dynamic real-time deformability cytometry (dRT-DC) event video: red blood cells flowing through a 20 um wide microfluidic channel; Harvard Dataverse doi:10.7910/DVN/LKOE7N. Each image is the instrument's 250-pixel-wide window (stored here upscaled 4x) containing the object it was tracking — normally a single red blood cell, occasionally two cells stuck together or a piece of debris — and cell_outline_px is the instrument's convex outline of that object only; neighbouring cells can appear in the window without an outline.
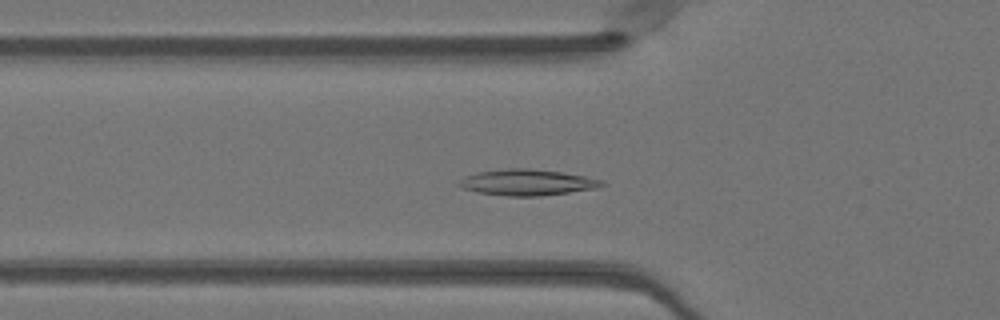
{"species": "Egyptian fruit bat (a non-hibernating species)", "species_latin": "Rousettus aegyptiacus", "temperature_condition": "warm", "stored_images_in_passage": 48, "camera_frame_rate_fps": 3000, "um_per_image_px": 0.085, "animal": {"sex": "female"}, "frame": {"image": 1, "passage_image": 15, "time_ms": 4.667, "image_size_px": [1000, 320], "cell_outline_px": [[604, 184], [596, 188], [540, 196], [508, 196], [476, 192], [460, 188], [456, 184], [464, 176], [476, 172], [508, 168], [528, 168], [560, 172], [584, 176], [604, 180]], "centroid_in_image_um": [44.74, 15.5], "position_along_channel_um": 81.1, "area_um2": 21.68}}
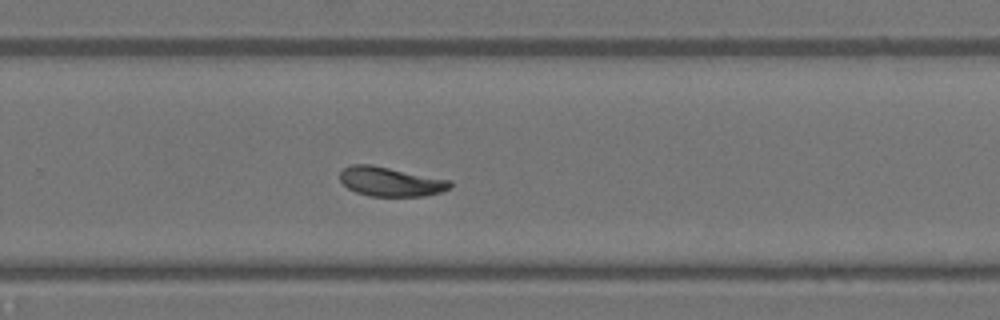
{"frame": {"image": 2, "passage_image": 31, "time_ms": 10.0, "image_size_px": [1000, 320], "cell_outline_px": [[452, 188], [440, 192], [424, 196], [368, 196], [356, 192], [348, 188], [340, 180], [340, 172], [344, 168], [352, 164], [372, 164], [452, 180]], "centroid_in_image_um": [33.22, 15.43], "position_along_channel_um": 296.6, "area_um2": 19.02}}
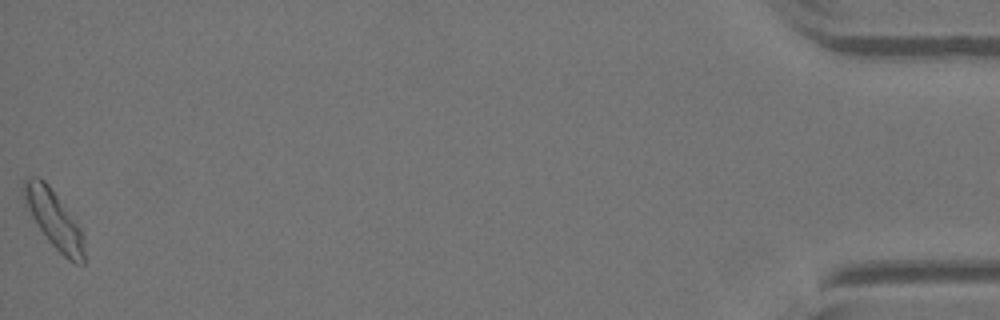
{"frame": {"image": 3, "passage_image": 48, "time_ms": 15.667, "image_size_px": [1000, 320], "cell_outline_px": [[84, 264], [76, 264], [68, 260], [48, 240], [32, 216], [24, 200], [20, 188], [24, 180], [28, 176], [36, 176], [44, 180], [48, 184], [80, 228], [84, 236]], "centroid_in_image_um": [4.57, 18.61], "position_along_channel_um": 430.6, "area_um2": 20.0}, "authors_computed_cell_mechanics": {"area_um2": 19.2474, "velocity_mm_per_s": 4.0327, "shape_relaxation_time_tau1_ms": 4.472, "shape_relaxation_time_tau2_ms": 5.1696, "deformation_change_tau1": 0.1214, "deformation_change_tau2": 0.0938}}